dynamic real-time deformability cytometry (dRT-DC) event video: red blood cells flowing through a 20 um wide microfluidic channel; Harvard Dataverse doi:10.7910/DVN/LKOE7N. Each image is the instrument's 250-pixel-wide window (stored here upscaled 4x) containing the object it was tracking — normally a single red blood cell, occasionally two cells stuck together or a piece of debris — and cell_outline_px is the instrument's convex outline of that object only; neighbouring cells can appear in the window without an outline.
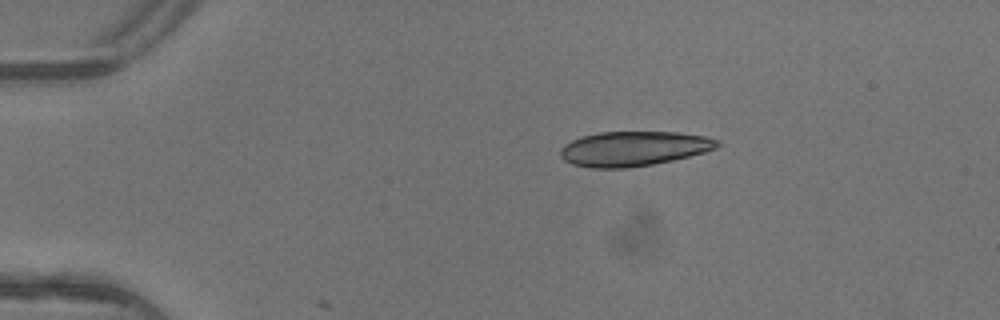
{"species": "common noctule bat (a hibernating species)", "species_latin": "Nyctalus noctula", "temperature_condition": "warm", "stored_images_in_passage": 4, "camera_frame_rate_fps": 3000, "um_per_image_px": 0.085, "animal": {"sex": "female"}, "frame": {"image": 1, "passage_image": 4, "time_ms": 1.0, "image_size_px": [1000, 320], "cell_outline_px": [[720, 144], [716, 148], [704, 152], [672, 160], [652, 164], [628, 168], [592, 168], [572, 164], [564, 160], [560, 156], [560, 148], [564, 144], [580, 136], [600, 132], [680, 132], [704, 136], [720, 140]], "centroid_in_image_um": [53.83, 12.63], "position_along_channel_um": 31.2, "area_um2": 31.85}}